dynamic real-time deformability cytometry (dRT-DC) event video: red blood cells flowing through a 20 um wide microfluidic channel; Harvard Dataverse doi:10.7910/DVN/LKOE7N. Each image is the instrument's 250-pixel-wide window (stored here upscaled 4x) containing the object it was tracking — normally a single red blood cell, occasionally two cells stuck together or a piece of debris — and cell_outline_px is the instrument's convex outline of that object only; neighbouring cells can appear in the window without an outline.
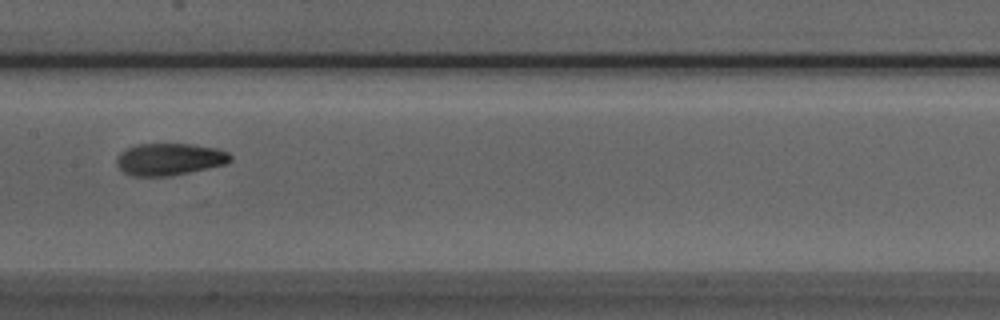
{"species": "Egyptian fruit bat (a non-hibernating species)", "species_latin": "Rousettus aegyptiacus", "temperature_condition": "room temperature", "stored_images_in_passage": 5, "camera_frame_rate_fps": 3000, "um_per_image_px": 0.085, "animal": {"sex": "male"}, "frame": {"image": 1, "passage_image": 5, "time_ms": 1.333, "image_size_px": [1000, 320], "cell_outline_px": [[232, 160], [224, 164], [172, 176], [132, 176], [124, 172], [116, 164], [116, 156], [120, 152], [136, 144], [192, 144], [216, 148], [228, 152], [232, 156]], "centroid_in_image_um": [14.39, 13.53], "position_along_channel_um": 193.0, "area_um2": 21.27}}